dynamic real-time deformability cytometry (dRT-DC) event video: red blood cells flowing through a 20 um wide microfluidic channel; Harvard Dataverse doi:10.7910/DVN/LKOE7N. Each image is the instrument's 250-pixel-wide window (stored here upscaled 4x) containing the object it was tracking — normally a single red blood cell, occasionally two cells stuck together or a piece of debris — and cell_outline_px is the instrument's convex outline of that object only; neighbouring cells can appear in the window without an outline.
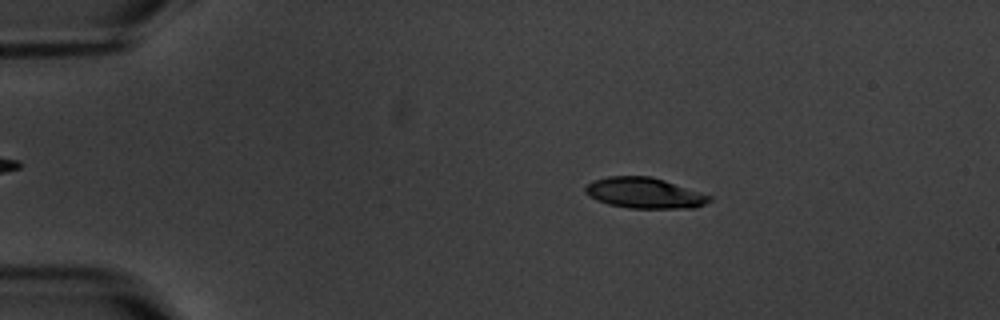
{"species": "common noctule bat (a hibernating species)", "species_latin": "Nyctalus noctula", "temperature_condition": "warm", "stored_images_in_passage": 5, "segment_of_instrument_passage": [1, 2], "camera_frame_rate_fps": 3000, "um_per_image_px": 0.085, "animal": {"sex": "male", "body_mass_g": 20.1, "forearm_length_mm": 53.5}, "frame": {"image": 1, "passage_image": 2, "time_ms": 1.333, "image_size_px": [1000, 320], "cell_outline_px": [[712, 200], [696, 208], [628, 208], [608, 204], [596, 200], [588, 196], [584, 192], [584, 188], [592, 180], [608, 176], [648, 176], [664, 180], [712, 196]], "centroid_in_image_um": [54.75, 16.41], "position_along_channel_um": 30.3, "area_um2": 22.25}}